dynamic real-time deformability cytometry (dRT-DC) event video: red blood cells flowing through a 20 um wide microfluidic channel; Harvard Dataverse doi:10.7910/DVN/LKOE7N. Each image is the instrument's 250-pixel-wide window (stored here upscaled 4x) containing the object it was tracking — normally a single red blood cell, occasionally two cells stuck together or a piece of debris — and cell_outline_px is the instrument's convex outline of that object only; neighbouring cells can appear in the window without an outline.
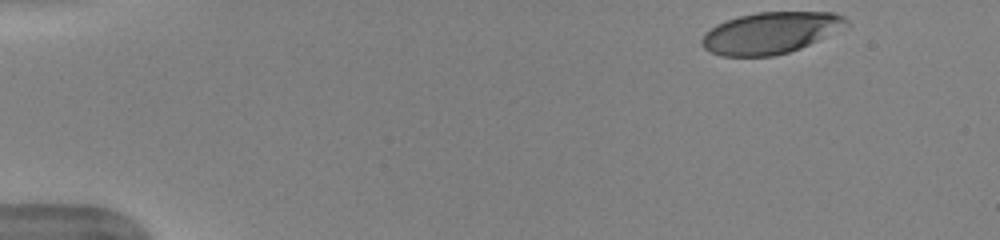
{"species": "human", "species_latin": "Homo sapiens", "temperature_condition": "warm", "stored_images_in_passage": 8, "camera_frame_rate_fps": 3000, "um_per_image_px": 0.085, "donor": {"sex": "female"}, "frame": {"image": 1, "passage_image": 1, "time_ms": 0.0, "image_size_px": [1000, 240], "cell_outline_px": [[848, 24], [800, 48], [788, 52], [772, 56], [720, 56], [704, 48], [700, 44], [700, 40], [704, 32], [716, 24], [740, 16], [756, 12], [832, 12], [844, 16], [848, 20]], "centroid_in_image_um": [65.41, 2.79], "position_along_channel_um": 19.6, "area_um2": 34.56}}